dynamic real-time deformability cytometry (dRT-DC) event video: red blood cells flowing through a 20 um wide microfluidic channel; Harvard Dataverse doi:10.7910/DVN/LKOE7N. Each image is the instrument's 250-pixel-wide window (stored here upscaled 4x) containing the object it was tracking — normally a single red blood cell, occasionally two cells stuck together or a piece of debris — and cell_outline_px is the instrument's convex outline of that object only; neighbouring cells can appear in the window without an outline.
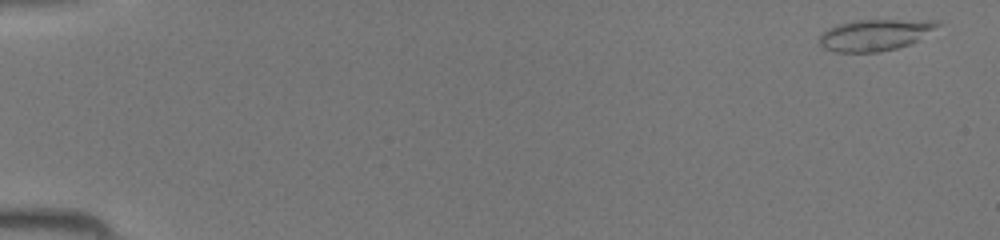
{"species": "common noctule bat (a hibernating species)", "species_latin": "Nyctalus noctula", "temperature_condition": "room temperature", "stored_images_in_passage": 41, "camera_frame_rate_fps": 3000, "um_per_image_px": 0.085, "animal": {"sex": "female", "body_mass_g": 19.5, "forearm_length_mm": 54.1}, "frame": {"image": 1, "passage_image": 2, "time_ms": 0.333, "image_size_px": [1000, 240], "cell_outline_px": [[940, 24], [916, 40], [908, 44], [896, 48], [880, 52], [836, 52], [824, 48], [820, 44], [820, 36], [828, 28], [836, 24], [856, 20], [940, 20]], "centroid_in_image_um": [74.32, 2.96], "position_along_channel_um": 10.7, "area_um2": 21.27}}
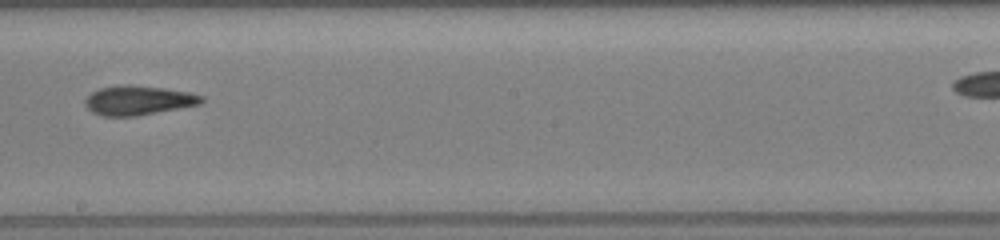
{"frame": {"image": 2, "passage_image": 27, "time_ms": 8.667, "image_size_px": [1000, 240], "cell_outline_px": [[204, 100], [200, 104], [180, 108], [136, 116], [104, 116], [92, 112], [84, 104], [84, 100], [92, 92], [100, 88], [116, 84], [128, 84], [164, 88], [188, 92], [204, 96]], "centroid_in_image_um": [11.74, 8.52], "position_along_channel_um": 236.5, "area_um2": 20.0}}
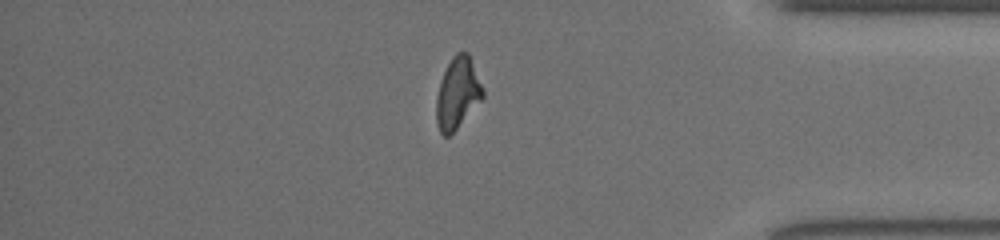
{"frame": {"image": 3, "passage_image": 39, "time_ms": 12.667, "image_size_px": [1000, 240], "cell_outline_px": [[484, 96], [456, 128], [448, 136], [444, 136], [440, 132], [436, 124], [436, 96], [440, 80], [452, 56], [456, 52], [468, 52], [484, 88]], "centroid_in_image_um": [38.88, 7.89], "position_along_channel_um": 396.3, "area_um2": 19.19}}